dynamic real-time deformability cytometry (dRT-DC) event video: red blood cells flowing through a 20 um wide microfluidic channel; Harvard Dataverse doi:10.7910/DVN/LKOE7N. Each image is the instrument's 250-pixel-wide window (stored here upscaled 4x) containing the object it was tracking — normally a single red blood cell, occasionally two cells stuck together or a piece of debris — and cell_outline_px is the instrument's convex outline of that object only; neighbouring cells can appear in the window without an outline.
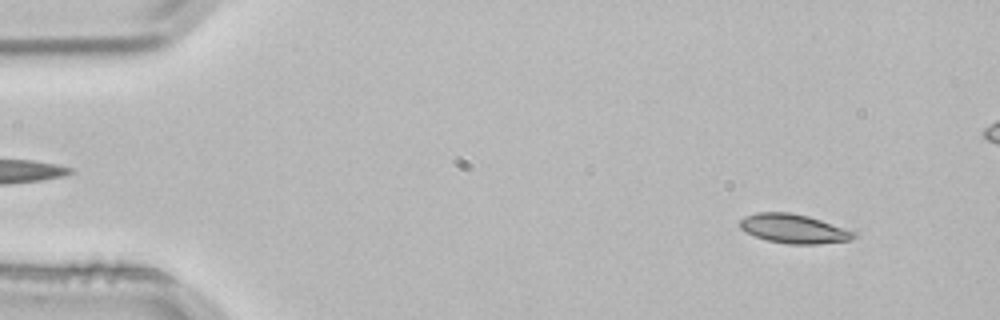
{"species": "common noctule bat (a hibernating species)", "species_latin": "Nyctalus noctula", "temperature_condition": "room temperature", "stored_images_in_passage": 4, "camera_frame_rate_fps": 3000, "um_per_image_px": 0.085, "animal": {"sex": "male", "body_mass_g": 21.5, "forearm_length_mm": 52.0}, "frame": {"image": 1, "passage_image": 4, "time_ms": 1.0, "image_size_px": [1000, 320], "cell_outline_px": [[856, 236], [852, 240], [816, 244], [788, 244], [768, 240], [744, 232], [740, 228], [740, 220], [744, 216], [756, 212], [792, 212], [808, 216], [856, 232]], "centroid_in_image_um": [67.44, 19.43], "position_along_channel_um": 17.6, "area_um2": 19.31}}